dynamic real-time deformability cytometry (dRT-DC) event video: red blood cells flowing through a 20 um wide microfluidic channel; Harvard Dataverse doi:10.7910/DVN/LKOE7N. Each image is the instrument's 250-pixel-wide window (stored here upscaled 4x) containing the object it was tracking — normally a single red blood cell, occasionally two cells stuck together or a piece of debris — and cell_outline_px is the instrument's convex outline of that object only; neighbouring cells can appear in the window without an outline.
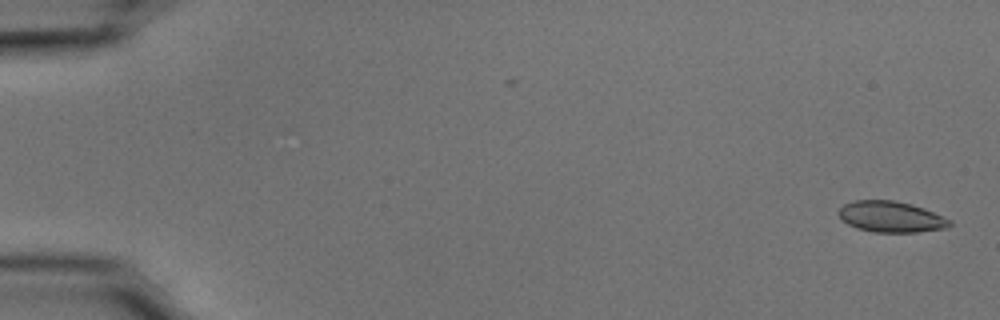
{"species": "common noctule bat (a hibernating species)", "species_latin": "Nyctalus noctula", "temperature_condition": "cold", "stored_images_in_passage": 53, "camera_frame_rate_fps": 3000, "um_per_image_px": 0.085, "animal": {"sex": "male", "body_mass_g": 15.6}, "frame": {"image": 1, "passage_image": 1, "time_ms": 0.0, "image_size_px": [1000, 320], "cell_outline_px": [[952, 224], [948, 228], [916, 232], [872, 232], [856, 228], [840, 220], [836, 212], [844, 204], [856, 200], [892, 200], [912, 204], [924, 208], [952, 220]], "centroid_in_image_um": [75.72, 18.43], "position_along_channel_um": 9.3, "area_um2": 20.29}}
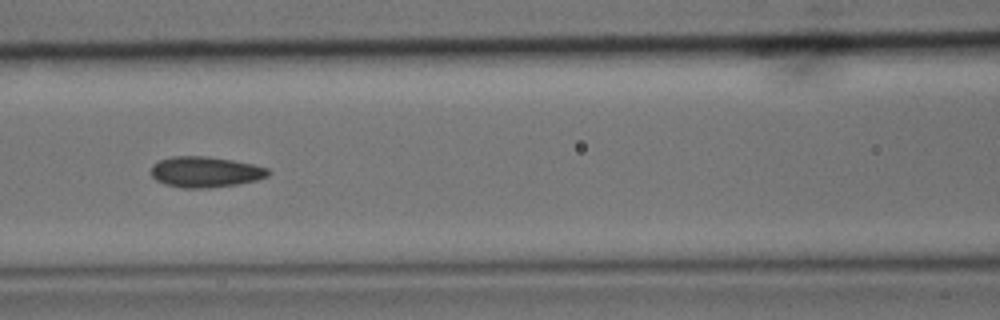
{"frame": {"image": 2, "passage_image": 24, "time_ms": 7.667, "image_size_px": [1000, 320], "cell_outline_px": [[272, 172], [268, 176], [256, 180], [236, 184], [208, 188], [180, 188], [164, 184], [156, 180], [152, 176], [152, 164], [160, 160], [172, 156], [208, 156], [232, 160], [252, 164], [268, 168]], "centroid_in_image_um": [17.45, 14.61], "position_along_channel_um": 149.2, "area_um2": 21.04}}
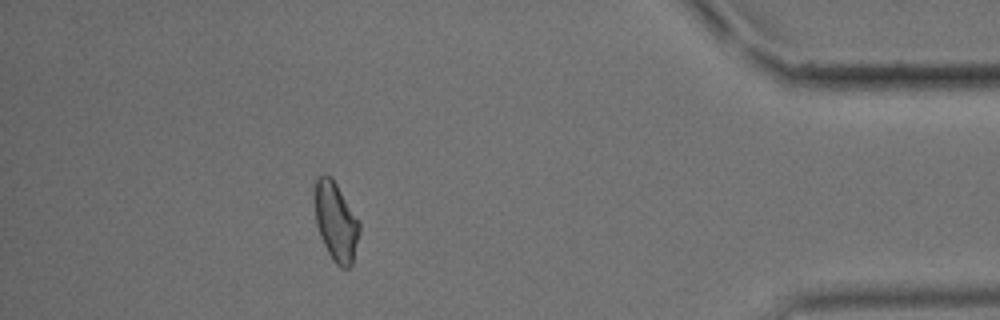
{"frame": {"image": 3, "passage_image": 48, "time_ms": 15.667, "image_size_px": [1000, 320], "cell_outline_px": [[360, 232], [352, 264], [348, 268], [340, 268], [332, 260], [320, 236], [316, 224], [312, 200], [316, 176], [324, 172], [332, 176], [360, 224]], "centroid_in_image_um": [28.5, 18.78], "position_along_channel_um": 406.7, "area_um2": 21.04}, "authors_computed_cell_mechanics": {"area_um2": 20.519, "velocity_mm_per_s": 3.7452, "shape_relaxation_time_tau1_ms": 8.3851, "shape_relaxation_time_tau2_ms": 2.6783, "deformation_change_tau1": 0.1397, "deformation_change_tau2": 0.0727}}